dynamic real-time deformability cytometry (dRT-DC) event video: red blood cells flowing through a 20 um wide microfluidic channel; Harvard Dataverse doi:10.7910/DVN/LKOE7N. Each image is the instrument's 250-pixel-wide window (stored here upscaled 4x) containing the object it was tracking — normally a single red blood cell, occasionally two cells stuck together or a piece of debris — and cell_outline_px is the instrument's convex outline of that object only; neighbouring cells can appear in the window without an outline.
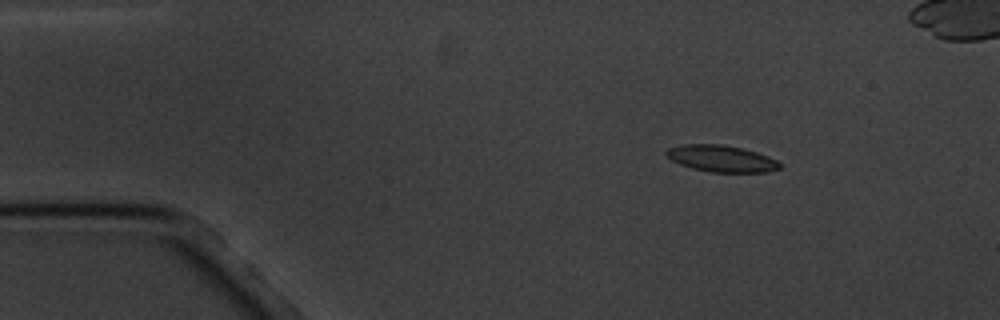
{"species": "common noctule bat (a hibernating species)", "species_latin": "Nyctalus noctula", "temperature_condition": "cold", "stored_images_in_passage": 4, "camera_frame_rate_fps": 3000, "um_per_image_px": 0.085, "animal": {"sex": "male", "body_mass_g": 20.1, "forearm_length_mm": 53.5}, "frame": {"image": 1, "passage_image": 1, "time_ms": 0.0, "image_size_px": [1000, 320], "cell_outline_px": [[780, 168], [768, 172], [712, 172], [692, 168], [680, 164], [672, 160], [664, 152], [668, 148], [684, 144], [724, 144], [756, 152], [768, 156], [776, 160], [780, 164]], "centroid_in_image_um": [61.31, 13.47], "position_along_channel_um": 23.7, "area_um2": 17.46}}